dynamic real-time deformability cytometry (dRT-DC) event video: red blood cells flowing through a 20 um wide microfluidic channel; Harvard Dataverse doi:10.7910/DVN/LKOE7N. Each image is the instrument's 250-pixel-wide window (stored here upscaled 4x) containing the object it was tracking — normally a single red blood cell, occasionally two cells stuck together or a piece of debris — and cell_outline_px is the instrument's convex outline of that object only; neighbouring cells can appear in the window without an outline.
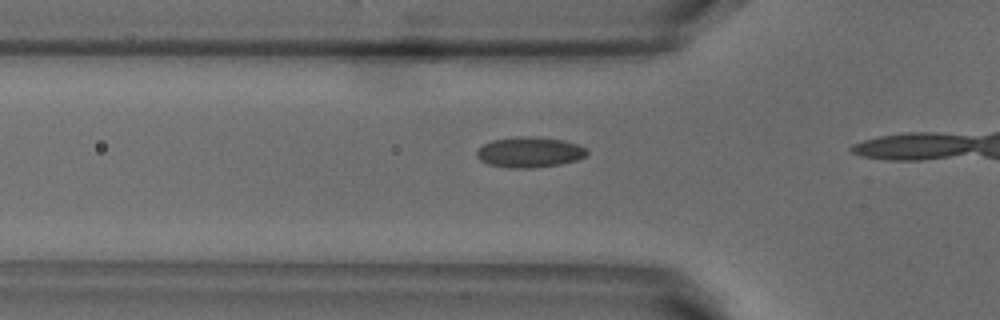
{"species": "common noctule bat (a hibernating species)", "species_latin": "Nyctalus noctula", "temperature_condition": "warm", "stored_images_in_passage": 13, "camera_frame_rate_fps": 3000, "um_per_image_px": 0.085, "animal": {"sex": "male", "body_mass_g": 18.8}, "frame": {"image": 1, "passage_image": 11, "time_ms": 3.333, "image_size_px": [1000, 320], "cell_outline_px": [[588, 152], [584, 156], [576, 160], [560, 164], [532, 168], [508, 168], [488, 164], [480, 160], [476, 156], [476, 152], [484, 144], [492, 140], [516, 136], [532, 136], [564, 140], [576, 144], [584, 148]], "centroid_in_image_um": [44.97, 12.93], "position_along_channel_um": 80.8, "area_um2": 19.54}}